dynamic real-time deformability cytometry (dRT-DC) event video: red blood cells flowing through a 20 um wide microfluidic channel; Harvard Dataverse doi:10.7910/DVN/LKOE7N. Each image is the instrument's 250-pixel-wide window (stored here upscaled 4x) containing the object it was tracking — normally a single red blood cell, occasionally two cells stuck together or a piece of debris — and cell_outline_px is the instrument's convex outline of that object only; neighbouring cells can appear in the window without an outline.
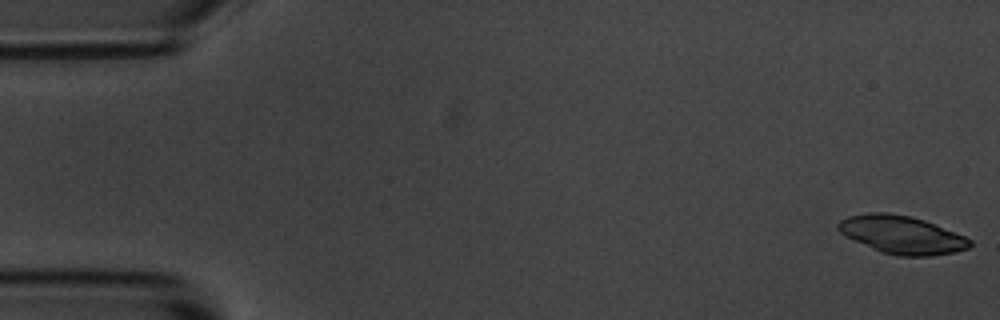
{"species": "common noctule bat (a hibernating species)", "species_latin": "Nyctalus noctula", "temperature_condition": "room temperature", "stored_images_in_passage": 54, "camera_frame_rate_fps": 3000, "um_per_image_px": 0.085, "animal": {"sex": "male", "body_mass_g": 20.1, "forearm_length_mm": 53.5}, "frame": {"image": 1, "passage_image": 1, "time_ms": 0.0, "image_size_px": [1000, 320], "cell_outline_px": [[972, 244], [968, 248], [956, 252], [928, 256], [900, 256], [880, 252], [844, 236], [836, 228], [836, 224], [840, 220], [848, 216], [868, 212], [888, 212], [912, 216], [924, 220], [964, 236], [972, 240]], "centroid_in_image_um": [76.61, 19.95], "position_along_channel_um": 8.4, "area_um2": 29.3}}
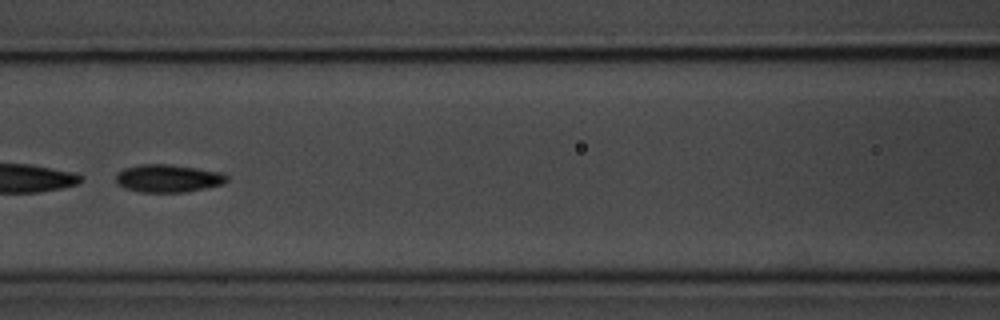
{"frame": {"image": 2, "passage_image": 24, "time_ms": 7.667, "image_size_px": [1000, 320], "cell_outline_px": [[228, 180], [224, 184], [184, 192], [140, 192], [124, 188], [116, 184], [116, 172], [124, 168], [140, 164], [168, 164], [224, 172], [228, 176]], "centroid_in_image_um": [14.27, 15.15], "position_along_channel_um": 152.3, "area_um2": 18.15}, "authors_computed_cell_mechanics": {"area_um2": 28.8133, "velocity_mm_per_s": 3.6773, "shape_relaxation_time_tau1_ms": 0.9446, "shape_relaxation_time_tau2_ms": 2.7066, "deformation_change_tau1": 0.2852, "deformation_change_tau2": 0.0947}}